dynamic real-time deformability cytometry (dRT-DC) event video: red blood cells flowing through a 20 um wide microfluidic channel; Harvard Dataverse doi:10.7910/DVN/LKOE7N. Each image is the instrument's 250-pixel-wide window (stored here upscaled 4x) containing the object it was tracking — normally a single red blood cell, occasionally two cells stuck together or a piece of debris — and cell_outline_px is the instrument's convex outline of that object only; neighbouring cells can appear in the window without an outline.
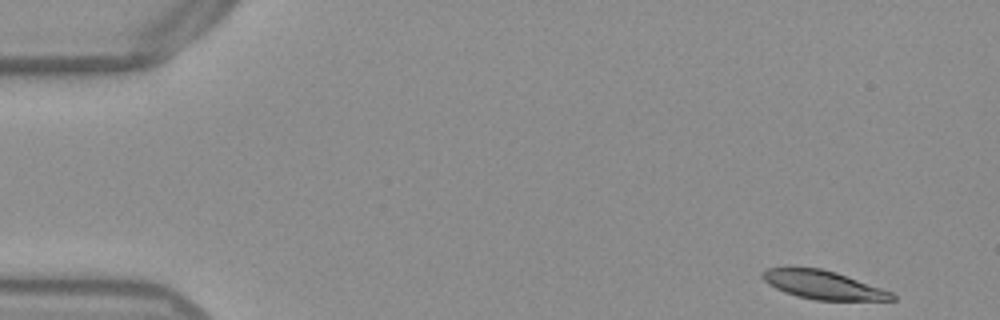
{"species": "Egyptian fruit bat (a non-hibernating species)", "species_latin": "Rousettus aegyptiacus", "temperature_condition": "warm", "stored_images_in_passage": 50, "camera_frame_rate_fps": 3000, "um_per_image_px": 0.085, "frame": {"image": 1, "passage_image": 1, "time_ms": 0.0, "image_size_px": [1000, 320], "cell_outline_px": [[896, 300], [816, 300], [796, 296], [784, 292], [768, 284], [760, 276], [760, 272], [768, 268], [820, 268], [836, 272], [892, 292], [896, 296]], "centroid_in_image_um": [69.94, 24.22], "position_along_channel_um": 15.1, "area_um2": 21.33}}
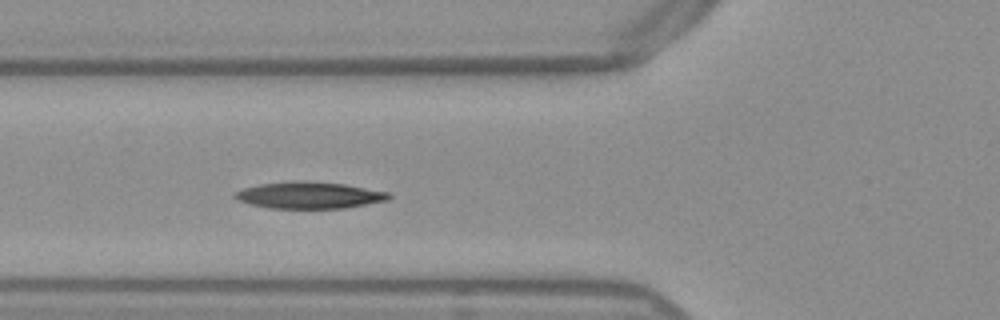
{"frame": {"image": 2, "passage_image": 17, "time_ms": 5.333, "image_size_px": [1000, 320], "cell_outline_px": [[392, 196], [388, 200], [344, 208], [268, 208], [248, 204], [236, 200], [232, 196], [236, 192], [244, 188], [260, 184], [292, 180], [300, 180], [344, 184], [388, 192]], "centroid_in_image_um": [26.24, 16.59], "position_along_channel_um": 99.6, "area_um2": 23.99}}
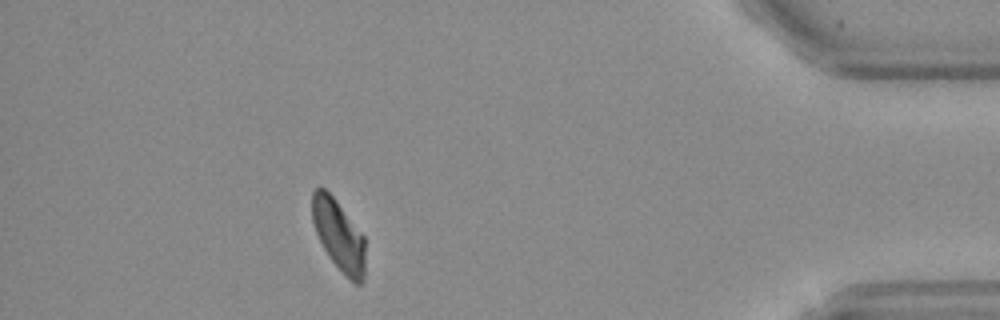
{"frame": {"image": 3, "passage_image": 45, "time_ms": 14.667, "image_size_px": [1000, 320], "cell_outline_px": [[364, 280], [360, 284], [356, 284], [328, 256], [316, 232], [312, 220], [312, 192], [316, 188], [324, 188], [336, 200], [364, 236]], "centroid_in_image_um": [28.78, 19.96], "position_along_channel_um": 406.4, "area_um2": 21.39}, "authors_computed_cell_mechanics": {"area_um2": 23.1489, "velocity_mm_per_s": 3.8126, "shape_relaxation_time_tau1_ms": 3.3915, "shape_relaxation_time_tau2_ms": 8.8511, "deformation_change_tau1": 0.1501, "deformation_change_tau2": 0.1343}}